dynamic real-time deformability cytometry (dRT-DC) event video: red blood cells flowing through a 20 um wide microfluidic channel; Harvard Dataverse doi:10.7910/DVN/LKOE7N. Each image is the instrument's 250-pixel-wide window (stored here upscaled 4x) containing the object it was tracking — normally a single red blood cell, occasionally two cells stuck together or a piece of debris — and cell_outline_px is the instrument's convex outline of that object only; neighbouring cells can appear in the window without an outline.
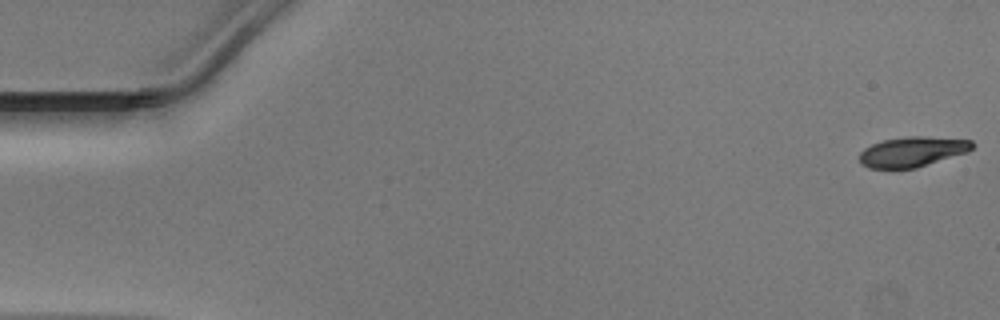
{"species": "Egyptian fruit bat (a non-hibernating species)", "species_latin": "Rousettus aegyptiacus", "temperature_condition": "warm", "stored_images_in_passage": 49, "camera_frame_rate_fps": 3000, "um_per_image_px": 0.085, "animal": {"sex": "male"}, "frame": {"image": 1, "passage_image": 1, "time_ms": 0.0, "image_size_px": [1000, 320], "cell_outline_px": [[976, 144], [968, 152], [916, 168], [868, 168], [860, 160], [860, 152], [864, 148], [872, 144], [884, 140], [908, 136], [924, 136], [972, 140]], "centroid_in_image_um": [77.59, 12.89], "position_along_channel_um": 7.4, "area_um2": 19.71}}
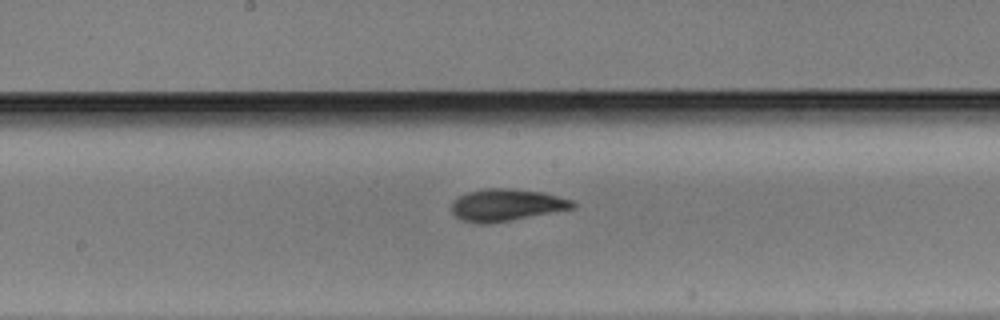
{"frame": {"image": 2, "passage_image": 26, "time_ms": 8.333, "image_size_px": [1000, 320], "cell_outline_px": [[576, 204], [572, 208], [512, 220], [488, 224], [476, 224], [460, 220], [452, 212], [452, 204], [460, 196], [468, 192], [488, 188], [508, 188], [544, 192], [572, 200]], "centroid_in_image_um": [43.02, 17.43], "position_along_channel_um": 205.2, "area_um2": 22.48}}
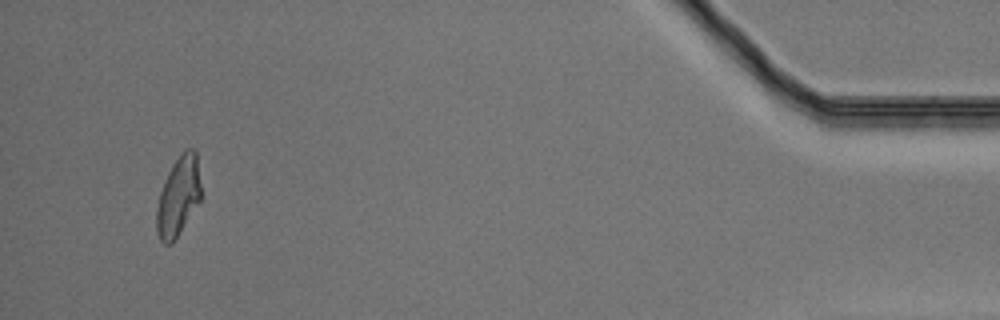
{"frame": {"image": 3, "passage_image": 47, "time_ms": 15.333, "image_size_px": [1000, 320], "cell_outline_px": [[200, 200], [172, 244], [164, 244], [160, 240], [156, 232], [156, 208], [160, 192], [164, 180], [172, 164], [180, 152], [184, 148], [196, 148], [200, 184]], "centroid_in_image_um": [15.14, 16.65], "position_along_channel_um": 420.1, "area_um2": 20.63}}